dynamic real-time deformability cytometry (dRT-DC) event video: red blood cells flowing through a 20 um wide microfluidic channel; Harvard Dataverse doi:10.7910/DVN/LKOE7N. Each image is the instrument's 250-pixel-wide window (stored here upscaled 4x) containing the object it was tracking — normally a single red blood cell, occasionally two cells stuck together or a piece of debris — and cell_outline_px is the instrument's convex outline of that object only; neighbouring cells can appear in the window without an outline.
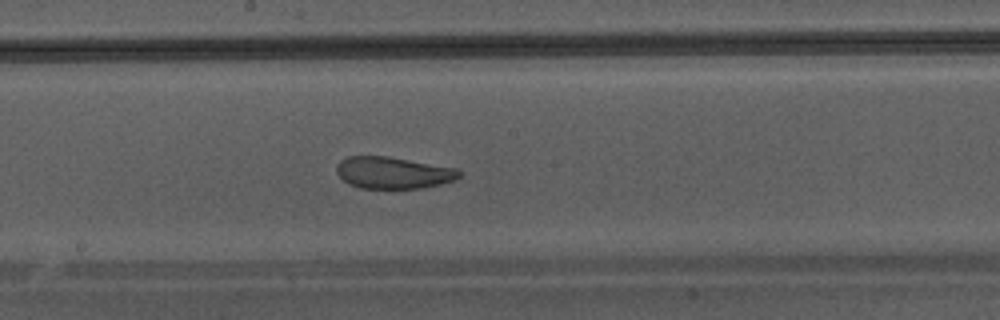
{"species": "Egyptian fruit bat (a non-hibernating species)", "species_latin": "Rousettus aegyptiacus", "temperature_condition": "warm", "stored_images_in_passage": 47, "camera_frame_rate_fps": 3000, "um_per_image_px": 0.085, "animal": {"sex": "male"}, "frame": {"image": 1, "passage_image": 27, "time_ms": 8.667, "image_size_px": [1000, 320], "cell_outline_px": [[460, 176], [456, 180], [424, 188], [360, 188], [348, 184], [336, 172], [336, 164], [340, 160], [348, 156], [388, 156], [456, 168], [460, 172]], "centroid_in_image_um": [33.4, 14.68], "position_along_channel_um": 214.8, "area_um2": 22.77}}